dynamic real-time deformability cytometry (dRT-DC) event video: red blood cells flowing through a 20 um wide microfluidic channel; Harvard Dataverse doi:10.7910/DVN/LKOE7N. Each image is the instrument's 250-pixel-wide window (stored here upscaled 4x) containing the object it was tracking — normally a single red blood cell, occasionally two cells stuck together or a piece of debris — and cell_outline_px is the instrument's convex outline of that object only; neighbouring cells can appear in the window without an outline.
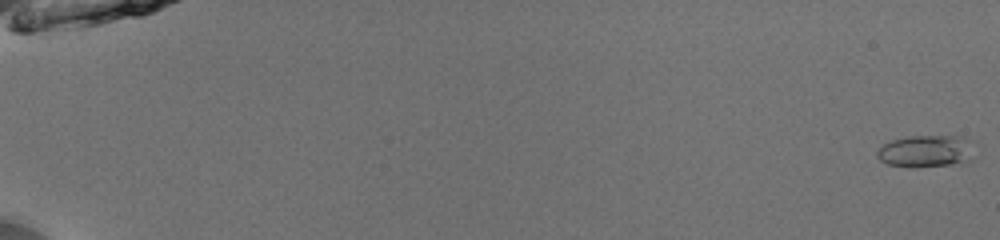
{"species": "common noctule bat (a hibernating species)", "species_latin": "Nyctalus noctula", "temperature_condition": "room temperature", "stored_images_in_passage": 53, "camera_frame_rate_fps": 3000, "um_per_image_px": 0.085, "animal": {"sex": "male", "body_mass_g": 13.0, "forearm_length_mm": 53.1}, "frame": {"image": 1, "passage_image": 1, "time_ms": 0.0, "image_size_px": [1000, 240], "cell_outline_px": [[972, 140], [968, 160], [948, 164], [916, 168], [912, 168], [888, 164], [880, 160], [876, 156], [876, 152], [884, 144], [892, 140], [908, 136], [960, 136]], "centroid_in_image_um": [78.63, 12.84], "position_along_channel_um": 6.4, "area_um2": 17.92}}
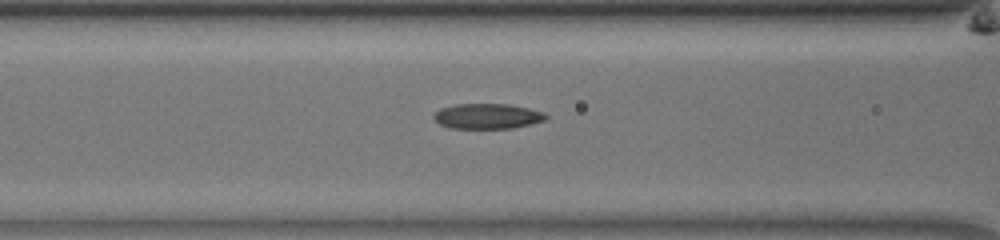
{"frame": {"image": 2, "passage_image": 25, "time_ms": 8.0, "image_size_px": [1000, 240], "cell_outline_px": [[548, 116], [544, 120], [532, 124], [512, 128], [448, 128], [440, 124], [432, 116], [440, 108], [456, 104], [508, 104], [528, 108], [544, 112]], "centroid_in_image_um": [41.43, 9.87], "position_along_channel_um": 125.2, "area_um2": 16.47}}
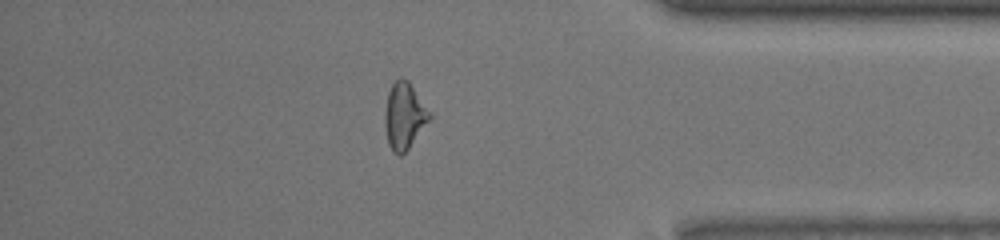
{"frame": {"image": 3, "passage_image": 47, "time_ms": 15.333, "image_size_px": [1000, 240], "cell_outline_px": [[432, 116], [408, 148], [400, 156], [392, 152], [388, 144], [384, 124], [384, 112], [388, 92], [392, 84], [400, 76], [408, 80]], "centroid_in_image_um": [34.32, 9.85], "position_along_channel_um": 400.9, "area_um2": 17.11}, "authors_computed_cell_mechanics": {"area_um2": 16.4152, "velocity_mm_per_s": 3.9888, "shape_relaxation_time_tau1_ms": 8.8852, "shape_relaxation_time_tau2_ms": 3.0504, "deformation_change_tau1": 0.2252, "deformation_change_tau2": 0.1157}}